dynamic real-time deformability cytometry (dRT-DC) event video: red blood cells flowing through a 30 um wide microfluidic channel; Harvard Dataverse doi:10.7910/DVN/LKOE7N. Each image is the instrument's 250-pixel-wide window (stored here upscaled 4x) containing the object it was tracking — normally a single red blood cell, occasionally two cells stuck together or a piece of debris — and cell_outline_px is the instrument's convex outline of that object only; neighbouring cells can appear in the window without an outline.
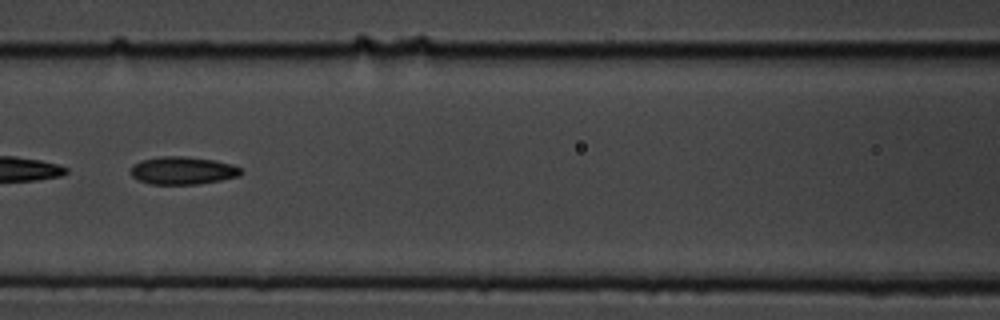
{"species": "common noctule bat (a hibernating species)", "species_latin": "Nyctalus noctula", "temperature_condition": "cold", "stored_images_in_passage": 56, "camera_frame_rate_fps": 3000, "um_per_image_px": 0.085, "animal": {"sex": "male", "body_mass_g": 19.5, "forearm_length_mm": 54.6}, "frame": {"image": 1, "passage_image": 25, "time_ms": 8.0, "image_size_px": [1000, 320], "cell_outline_px": [[244, 172], [240, 176], [200, 184], [152, 184], [140, 180], [132, 176], [132, 164], [140, 160], [160, 156], [184, 156], [216, 160], [232, 164], [240, 168]], "centroid_in_image_um": [15.56, 14.48], "position_along_channel_um": 151.0, "area_um2": 17.92}}
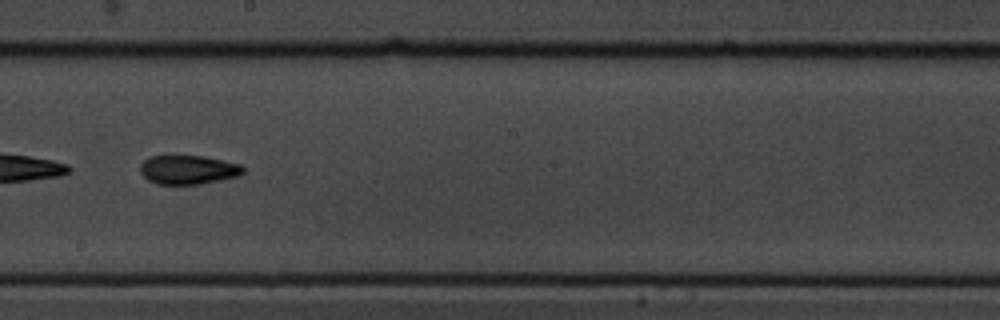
{"frame": {"image": 2, "passage_image": 32, "time_ms": 10.333, "image_size_px": [1000, 320], "cell_outline_px": [[244, 172], [240, 176], [200, 184], [156, 184], [148, 180], [140, 172], [140, 164], [144, 160], [152, 156], [204, 156], [224, 160], [240, 164], [244, 168]], "centroid_in_image_um": [16.01, 14.43], "position_along_channel_um": 232.2, "area_um2": 17.46}, "authors_computed_cell_mechanics": {"area_um2": 17.8024, "velocity_mm_per_s": 3.4936, "shape_relaxation_time_tau1_ms": 5.5361, "shape_relaxation_time_tau2_ms": 4.073, "deformation_change_tau1": 0.1462, "deformation_change_tau2": 0.1054}}